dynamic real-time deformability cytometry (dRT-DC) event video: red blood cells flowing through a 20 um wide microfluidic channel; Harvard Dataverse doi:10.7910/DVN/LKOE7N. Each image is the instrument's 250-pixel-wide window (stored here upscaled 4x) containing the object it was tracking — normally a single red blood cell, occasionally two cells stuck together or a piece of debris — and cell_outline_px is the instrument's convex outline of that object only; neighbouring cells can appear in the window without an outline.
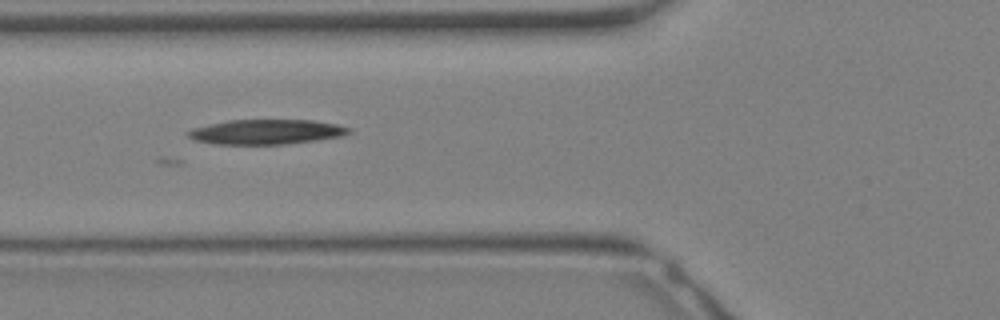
{"species": "Egyptian fruit bat (a non-hibernating species)", "species_latin": "Rousettus aegyptiacus", "temperature_condition": "warm", "stored_images_in_passage": 33, "camera_frame_rate_fps": 3000, "um_per_image_px": 0.085, "animal": {"sex": "female"}, "frame": {"image": 1, "passage_image": 11, "time_ms": 3.333, "image_size_px": [1000, 320], "cell_outline_px": [[352, 132], [344, 136], [316, 140], [284, 144], [216, 144], [196, 140], [188, 136], [184, 132], [192, 128], [228, 120], [312, 120], [336, 124], [352, 128]], "centroid_in_image_um": [22.66, 11.2], "position_along_channel_um": 103.1, "area_um2": 23.29}}
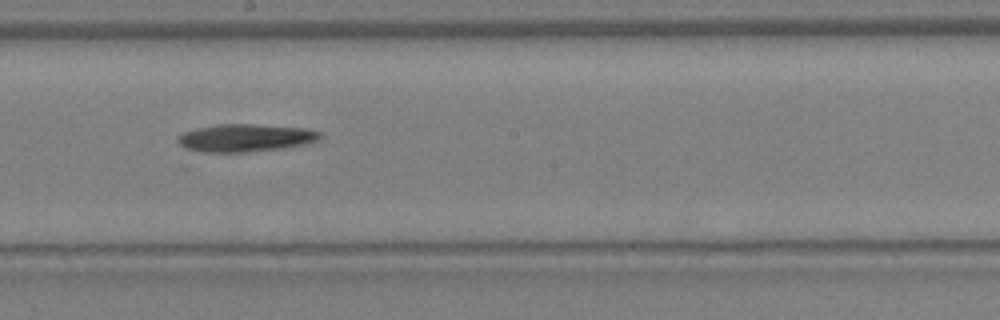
{"frame": {"image": 2, "passage_image": 17, "time_ms": 5.333, "image_size_px": [1000, 320], "cell_outline_px": [[324, 136], [320, 140], [304, 144], [280, 148], [244, 152], [200, 152], [188, 148], [180, 144], [176, 140], [176, 136], [184, 132], [216, 124], [252, 124], [304, 128], [320, 132]], "centroid_in_image_um": [20.87, 11.71], "position_along_channel_um": 227.3, "area_um2": 22.77}}
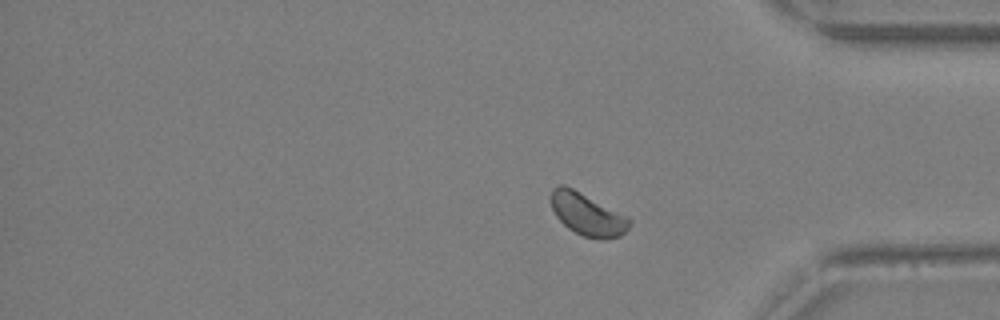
{"frame": {"image": 3, "passage_image": 33, "time_ms": 10.667, "image_size_px": [1000, 320], "cell_outline_px": [[632, 220], [628, 228], [620, 236], [604, 240], [600, 240], [584, 236], [568, 228], [556, 216], [548, 200], [548, 196], [552, 188], [560, 184], [564, 184], [628, 216]], "centroid_in_image_um": [49.89, 18.21], "position_along_channel_um": 385.3, "area_um2": 19.54}}